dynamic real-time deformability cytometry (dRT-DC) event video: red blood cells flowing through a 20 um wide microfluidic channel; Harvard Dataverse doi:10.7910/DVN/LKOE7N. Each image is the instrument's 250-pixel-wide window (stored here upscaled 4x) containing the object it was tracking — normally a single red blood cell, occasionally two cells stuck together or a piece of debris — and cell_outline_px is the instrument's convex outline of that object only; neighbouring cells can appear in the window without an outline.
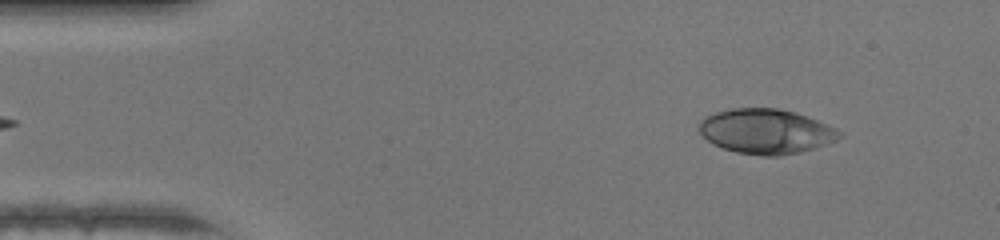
{"species": "human", "species_latin": "Homo sapiens", "temperature_condition": "warm", "stored_images_in_passage": 47, "camera_frame_rate_fps": 3000, "um_per_image_px": 0.085, "donor": {"sex": "female"}, "frame": {"image": 1, "passage_image": 5, "time_ms": 1.333, "image_size_px": [1000, 240], "cell_outline_px": [[844, 136], [836, 140], [800, 152], [780, 156], [760, 156], [736, 152], [712, 144], [700, 132], [700, 120], [704, 116], [716, 112], [732, 108], [776, 108], [796, 112], [828, 124], [836, 128]], "centroid_in_image_um": [65.11, 11.16], "position_along_channel_um": 19.9, "area_um2": 36.65}}
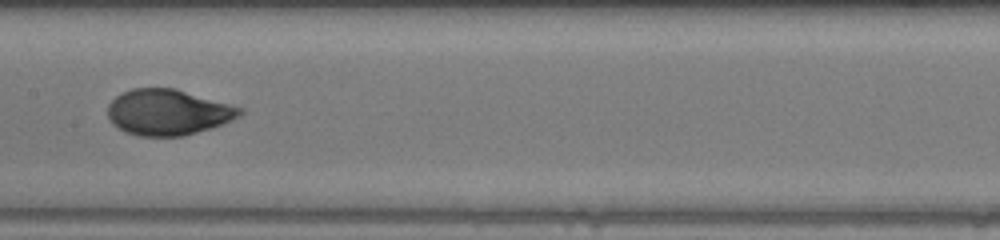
{"frame": {"image": 2, "passage_image": 23, "time_ms": 7.333, "image_size_px": [1000, 240], "cell_outline_px": [[244, 112], [240, 116], [232, 120], [212, 128], [184, 136], [140, 136], [124, 132], [112, 124], [108, 116], [108, 104], [116, 96], [132, 88], [176, 88], [244, 108]], "centroid_in_image_um": [14.29, 9.54], "position_along_channel_um": 193.1, "area_um2": 35.49}}
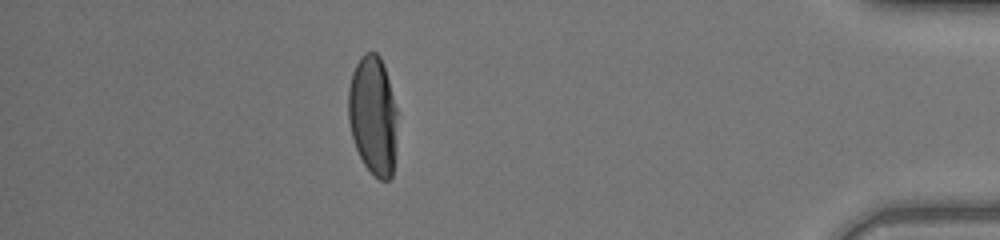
{"frame": {"image": 3, "passage_image": 41, "time_ms": 13.333, "image_size_px": [1000, 240], "cell_outline_px": [[396, 148], [392, 176], [388, 180], [380, 180], [364, 164], [356, 148], [352, 136], [348, 120], [348, 88], [352, 72], [360, 56], [364, 52], [376, 52], [380, 56], [384, 64], [396, 108]], "centroid_in_image_um": [31.7, 9.78], "position_along_channel_um": 403.5, "area_um2": 34.1}, "authors_computed_cell_mechanics": {"area_um2": 35.4892, "velocity_mm_per_s": 4.3521, "shape_relaxation_time_tau1_ms": 4.1159, "shape_relaxation_time_tau2_ms": null, "deformation_change_tau1": 0.2448, "deformation_change_tau2": null}}